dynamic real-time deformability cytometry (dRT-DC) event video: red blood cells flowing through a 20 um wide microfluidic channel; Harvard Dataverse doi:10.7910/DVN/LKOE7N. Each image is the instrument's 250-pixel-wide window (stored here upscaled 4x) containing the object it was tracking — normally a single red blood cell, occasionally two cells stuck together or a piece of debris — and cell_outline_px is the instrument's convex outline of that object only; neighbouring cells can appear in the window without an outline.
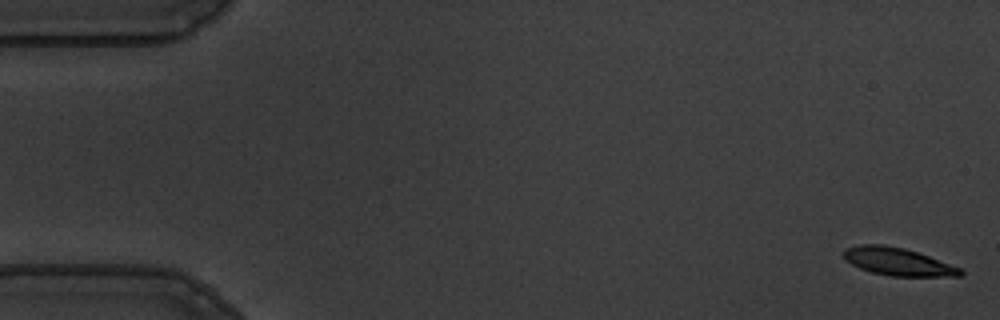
{"species": "common noctule bat (a hibernating species)", "species_latin": "Nyctalus noctula", "temperature_condition": "warm", "stored_images_in_passage": 55, "camera_frame_rate_fps": 3000, "um_per_image_px": 0.085, "animal": {"sex": "male", "body_mass_g": 19.5, "forearm_length_mm": 54.6}, "frame": {"image": 1, "passage_image": 1, "time_ms": 0.0, "image_size_px": [1000, 320], "cell_outline_px": [[964, 276], [892, 276], [872, 272], [860, 268], [844, 260], [844, 248], [860, 244], [884, 244], [904, 248], [928, 256], [960, 268], [964, 272]], "centroid_in_image_um": [76.29, 22.23], "position_along_channel_um": 8.7, "area_um2": 18.73}}
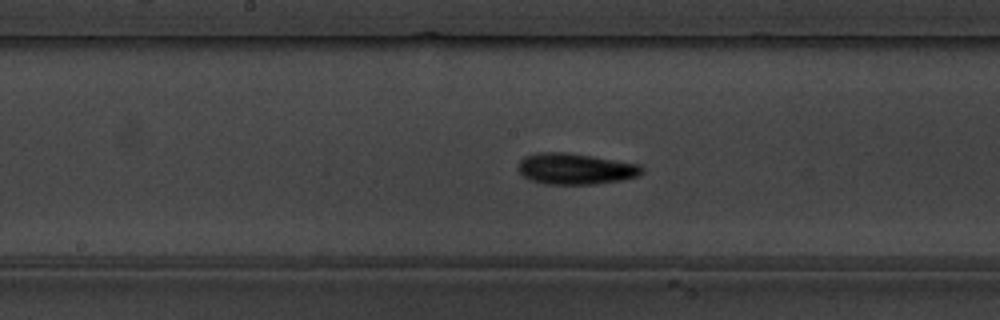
{"frame": {"image": 2, "passage_image": 28, "time_ms": 9.0, "image_size_px": [1000, 320], "cell_outline_px": [[644, 172], [640, 176], [620, 180], [596, 184], [544, 184], [528, 180], [516, 168], [520, 160], [524, 156], [536, 152], [568, 152], [640, 164], [644, 168]], "centroid_in_image_um": [48.9, 14.35], "position_along_channel_um": 199.3, "area_um2": 22.77}}
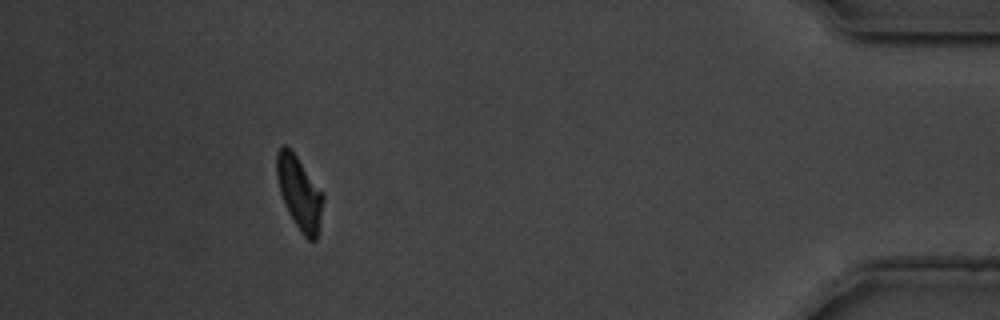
{"frame": {"image": 3, "passage_image": 50, "time_ms": 16.333, "image_size_px": [1000, 320], "cell_outline_px": [[324, 200], [316, 240], [308, 240], [300, 232], [288, 212], [284, 204], [280, 192], [276, 176], [276, 152], [284, 144], [296, 156], [324, 196]], "centroid_in_image_um": [25.42, 16.42], "position_along_channel_um": 409.8, "area_um2": 19.36}, "authors_computed_cell_mechanics": {"area_um2": 20.3456, "velocity_mm_per_s": 3.6478, "shape_relaxation_time_tau1_ms": 3.517, "shape_relaxation_time_tau2_ms": 3.0729, "deformation_change_tau1": 0.146, "deformation_change_tau2": 0.104}}